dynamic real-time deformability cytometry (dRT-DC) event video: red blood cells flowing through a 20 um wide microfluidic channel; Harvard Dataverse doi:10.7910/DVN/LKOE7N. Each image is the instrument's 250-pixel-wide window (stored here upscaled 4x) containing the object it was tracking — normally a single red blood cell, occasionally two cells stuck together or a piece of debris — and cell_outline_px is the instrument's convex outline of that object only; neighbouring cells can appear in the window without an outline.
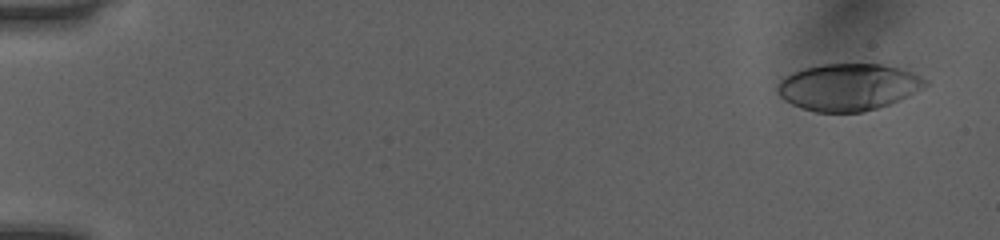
{"species": "human", "species_latin": "Homo sapiens", "temperature_condition": "room temperature", "stored_images_in_passage": 16, "camera_frame_rate_fps": 3000, "um_per_image_px": 0.085, "donor": {"sex": "female"}, "frame": {"image": 1, "passage_image": 3, "time_ms": 0.667, "image_size_px": [1000, 240], "cell_outline_px": [[928, 84], [908, 96], [900, 100], [876, 108], [860, 112], [816, 112], [792, 104], [784, 100], [776, 92], [776, 84], [784, 76], [792, 72], [804, 68], [820, 64], [880, 64], [900, 68], [912, 72], [928, 80]], "centroid_in_image_um": [72.07, 7.39], "position_along_channel_um": 12.9, "area_um2": 40.46}}